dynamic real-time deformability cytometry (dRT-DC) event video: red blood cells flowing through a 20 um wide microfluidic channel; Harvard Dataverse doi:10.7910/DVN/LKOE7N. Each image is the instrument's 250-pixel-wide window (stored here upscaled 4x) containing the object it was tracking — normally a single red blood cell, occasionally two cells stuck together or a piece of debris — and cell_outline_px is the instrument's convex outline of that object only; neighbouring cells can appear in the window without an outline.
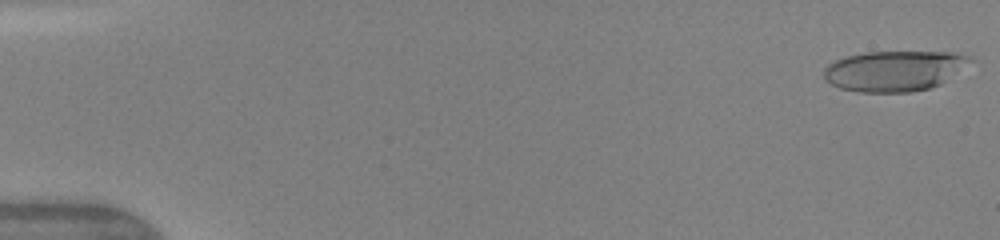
{"species": "human", "species_latin": "Homo sapiens", "temperature_condition": "warm", "stored_images_in_passage": 48, "camera_frame_rate_fps": 3000, "um_per_image_px": 0.085, "donor": {"sex": "female"}, "frame": {"image": 1, "passage_image": 1, "time_ms": 0.0, "image_size_px": [1000, 240], "cell_outline_px": [[976, 60], [940, 84], [928, 88], [912, 92], [860, 92], [840, 88], [824, 80], [824, 68], [828, 64], [836, 60], [848, 56], [864, 52], [956, 52], [972, 56]], "centroid_in_image_um": [76.05, 6.01], "position_along_channel_um": 8.9, "area_um2": 34.62}}
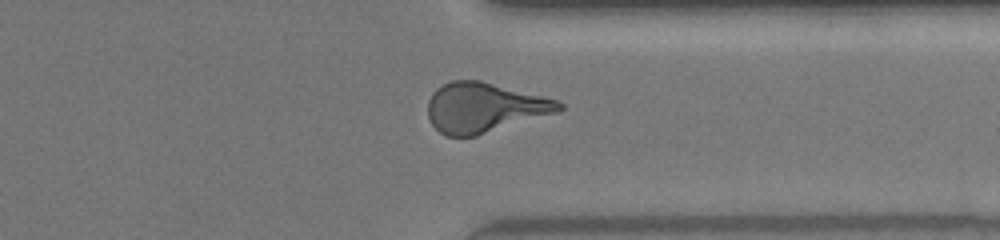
{"frame": {"image": 2, "passage_image": 38, "time_ms": 12.333, "image_size_px": [1000, 240], "cell_outline_px": [[564, 108], [556, 112], [476, 136], [444, 136], [432, 124], [428, 116], [428, 100], [432, 92], [436, 88], [452, 80], [480, 80], [556, 100], [564, 104]], "centroid_in_image_um": [41.11, 9.14], "position_along_channel_um": 370.3, "area_um2": 37.63}}
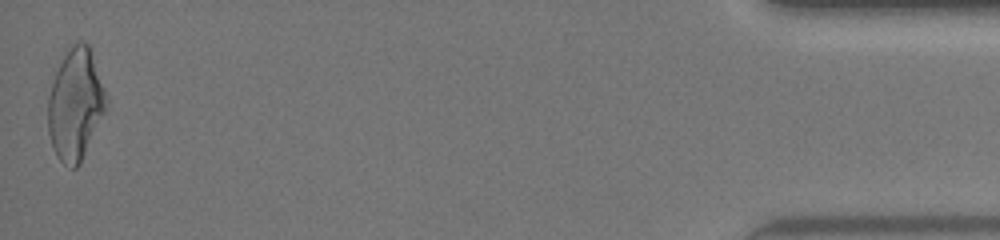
{"frame": {"image": 3, "passage_image": 48, "time_ms": 15.667, "image_size_px": [1000, 240], "cell_outline_px": [[108, 108], [80, 164], [76, 168], [72, 168], [64, 164], [60, 160], [52, 148], [48, 132], [48, 96], [64, 48], [76, 40], [80, 40], [88, 44], [108, 100]], "centroid_in_image_um": [6.41, 8.85], "position_along_channel_um": 428.8, "area_um2": 38.26}, "authors_computed_cell_mechanics": {"area_um2": 36.3273, "velocity_mm_per_s": 4.2167, "shape_relaxation_time_tau1_ms": 7.1973, "shape_relaxation_time_tau2_ms": 1.5478, "deformation_change_tau1": 0.2748, "deformation_change_tau2": 0.1105}}